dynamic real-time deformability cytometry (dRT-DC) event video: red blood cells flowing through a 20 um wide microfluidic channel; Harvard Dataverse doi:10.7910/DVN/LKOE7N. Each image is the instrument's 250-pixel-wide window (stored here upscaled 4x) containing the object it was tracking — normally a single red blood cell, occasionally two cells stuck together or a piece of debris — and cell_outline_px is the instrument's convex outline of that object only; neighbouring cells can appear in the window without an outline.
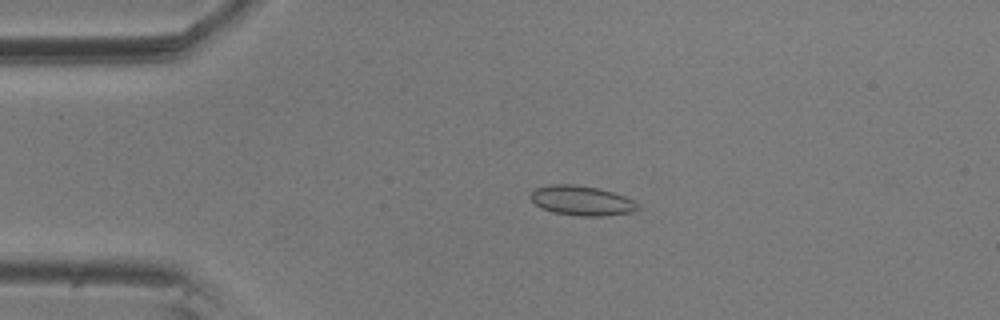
{"species": "common noctule bat (a hibernating species)", "species_latin": "Nyctalus noctula", "temperature_condition": "room temperature", "stored_images_in_passage": 4, "camera_frame_rate_fps": 3000, "um_per_image_px": 0.085, "animal": {"sex": "male", "body_mass_g": 20.5, "forearm_length_mm": 52.5}, "frame": {"image": 1, "passage_image": 3, "time_ms": 0.667, "image_size_px": [1000, 320], "cell_outline_px": [[640, 208], [632, 212], [604, 216], [576, 216], [552, 212], [540, 208], [528, 196], [536, 188], [548, 184], [572, 184], [600, 188], [624, 196], [632, 200]], "centroid_in_image_um": [49.4, 17.05], "position_along_channel_um": 35.6, "area_um2": 18.67}}